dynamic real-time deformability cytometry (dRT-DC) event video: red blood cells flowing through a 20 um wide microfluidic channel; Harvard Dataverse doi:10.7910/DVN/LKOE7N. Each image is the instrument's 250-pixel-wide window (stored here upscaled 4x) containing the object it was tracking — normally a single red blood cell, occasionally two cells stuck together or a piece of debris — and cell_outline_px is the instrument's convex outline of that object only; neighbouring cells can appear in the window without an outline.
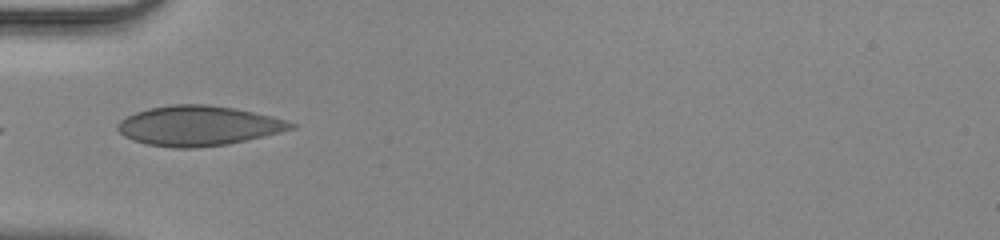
{"species": "human", "species_latin": "Homo sapiens", "temperature_condition": "room temperature", "stored_images_in_passage": 32, "camera_frame_rate_fps": 3000, "um_per_image_px": 0.085, "donor": {"sex": "male"}, "frame": {"image": 1, "passage_image": 1, "time_ms": 0.0, "image_size_px": [1000, 240], "cell_outline_px": [[296, 128], [264, 136], [228, 144], [196, 148], [172, 148], [148, 144], [132, 140], [124, 136], [116, 128], [116, 124], [120, 120], [136, 112], [148, 108], [172, 104], [208, 104], [232, 108], [272, 116], [296, 124]], "centroid_in_image_um": [16.84, 10.69], "position_along_channel_um": 68.2, "area_um2": 40.23}}
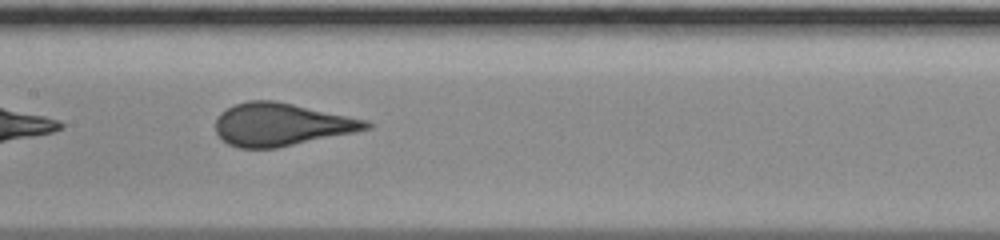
{"frame": {"image": 2, "passage_image": 9, "time_ms": 2.667, "image_size_px": [1000, 240], "cell_outline_px": [[372, 128], [356, 132], [276, 148], [240, 148], [228, 144], [216, 132], [216, 116], [220, 112], [236, 104], [248, 100], [276, 100], [368, 120], [372, 124]], "centroid_in_image_um": [23.93, 10.57], "position_along_channel_um": 183.5, "area_um2": 37.57}}
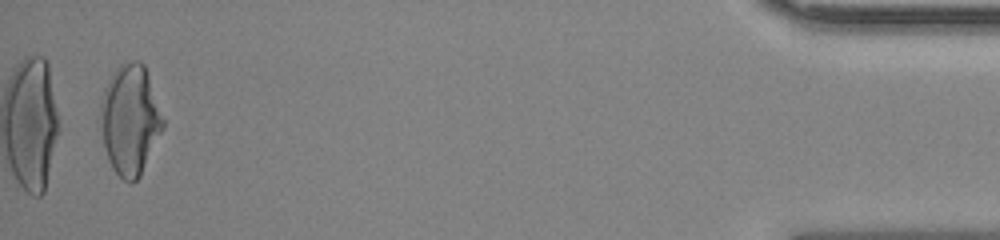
{"frame": {"image": 3, "passage_image": 31, "time_ms": 10.0, "image_size_px": [1000, 240], "cell_outline_px": [[164, 128], [140, 176], [132, 184], [124, 180], [112, 168], [108, 160], [104, 144], [100, 124], [100, 104], [104, 88], [112, 72], [120, 64], [132, 60], [140, 60], [144, 64], [164, 120]], "centroid_in_image_um": [11.05, 10.17], "position_along_channel_um": 424.2, "area_um2": 40.11}}